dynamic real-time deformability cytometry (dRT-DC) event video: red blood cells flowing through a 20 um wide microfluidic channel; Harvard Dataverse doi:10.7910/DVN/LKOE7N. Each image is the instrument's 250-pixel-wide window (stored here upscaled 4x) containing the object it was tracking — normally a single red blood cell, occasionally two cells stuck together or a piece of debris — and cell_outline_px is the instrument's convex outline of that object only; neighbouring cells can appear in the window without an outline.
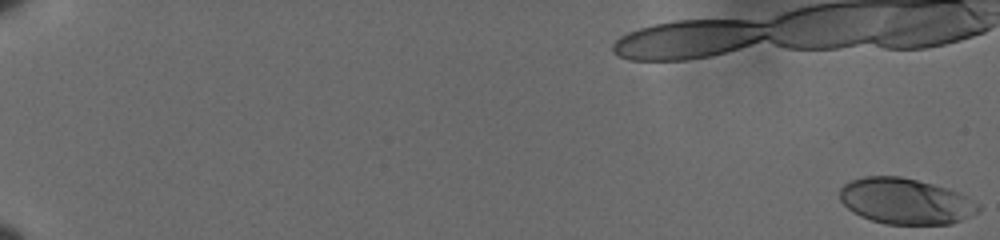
{"species": "human", "species_latin": "Homo sapiens", "temperature_condition": "cold", "stored_images_in_passage": 29, "camera_frame_rate_fps": 3000, "um_per_image_px": 0.085, "donor": {"sex": "male"}, "frame": {"image": 1, "passage_image": 1, "time_ms": 0.0, "image_size_px": [1000, 240], "cell_outline_px": [[980, 212], [952, 224], [884, 224], [860, 216], [852, 212], [840, 200], [840, 188], [844, 184], [852, 180], [864, 176], [900, 176], [948, 188], [960, 192], [968, 196], [980, 204]], "centroid_in_image_um": [77.01, 17.11], "position_along_channel_um": 8.0, "area_um2": 37.28}}